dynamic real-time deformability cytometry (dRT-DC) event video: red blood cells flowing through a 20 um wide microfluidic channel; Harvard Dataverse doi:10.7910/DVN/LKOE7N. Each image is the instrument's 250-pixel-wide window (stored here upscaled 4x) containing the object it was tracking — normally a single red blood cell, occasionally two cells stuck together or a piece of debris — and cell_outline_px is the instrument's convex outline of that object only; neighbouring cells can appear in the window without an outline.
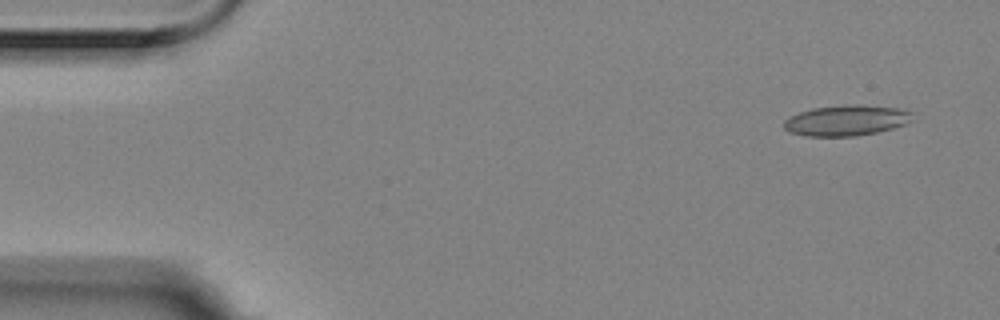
{"species": "Egyptian fruit bat (a non-hibernating species)", "species_latin": "Rousettus aegyptiacus", "temperature_condition": "room temperature", "stored_images_in_passage": 5, "camera_frame_rate_fps": 3000, "um_per_image_px": 0.085, "animal": {"sex": "female"}, "frame": {"image": 1, "passage_image": 1, "time_ms": 0.0, "image_size_px": [1000, 320], "cell_outline_px": [[916, 120], [908, 124], [876, 132], [856, 136], [808, 136], [788, 132], [784, 128], [784, 120], [788, 116], [812, 108], [844, 104], [860, 104], [900, 108], [916, 112]], "centroid_in_image_um": [72.02, 10.22], "position_along_channel_um": 13.0, "area_um2": 23.58}}
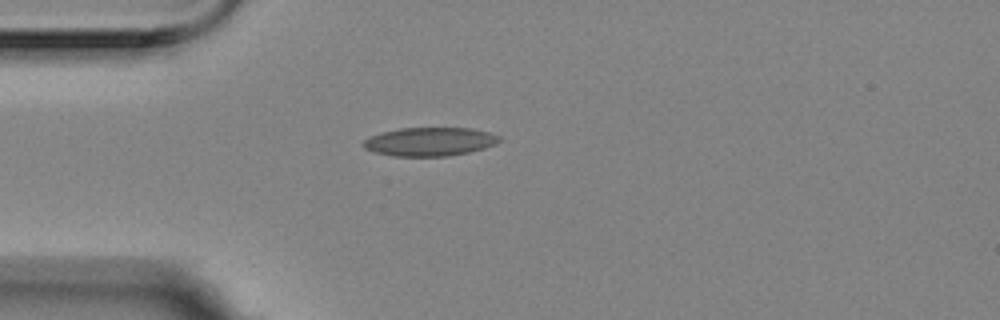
{"frame": {"image": 2, "passage_image": 4, "time_ms": 1.0, "image_size_px": [1000, 320], "cell_outline_px": [[500, 140], [496, 144], [484, 148], [468, 152], [448, 156], [392, 156], [376, 152], [364, 148], [360, 144], [364, 140], [380, 132], [400, 128], [472, 128], [488, 132], [500, 136]], "centroid_in_image_um": [36.51, 12.04], "position_along_channel_um": 48.5, "area_um2": 22.66}}